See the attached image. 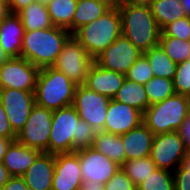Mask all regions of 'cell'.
Segmentation results:
<instances>
[{
    "label": "cell",
    "mask_w": 190,
    "mask_h": 190,
    "mask_svg": "<svg viewBox=\"0 0 190 190\" xmlns=\"http://www.w3.org/2000/svg\"><path fill=\"white\" fill-rule=\"evenodd\" d=\"M97 131L71 105L53 111L49 153H69L91 147Z\"/></svg>",
    "instance_id": "obj_1"
},
{
    "label": "cell",
    "mask_w": 190,
    "mask_h": 190,
    "mask_svg": "<svg viewBox=\"0 0 190 190\" xmlns=\"http://www.w3.org/2000/svg\"><path fill=\"white\" fill-rule=\"evenodd\" d=\"M118 10L121 15L122 35L141 52L159 44L161 29L150 7L123 3Z\"/></svg>",
    "instance_id": "obj_2"
},
{
    "label": "cell",
    "mask_w": 190,
    "mask_h": 190,
    "mask_svg": "<svg viewBox=\"0 0 190 190\" xmlns=\"http://www.w3.org/2000/svg\"><path fill=\"white\" fill-rule=\"evenodd\" d=\"M71 33L62 27L25 31L21 58L39 68L52 66L62 52L63 44Z\"/></svg>",
    "instance_id": "obj_3"
},
{
    "label": "cell",
    "mask_w": 190,
    "mask_h": 190,
    "mask_svg": "<svg viewBox=\"0 0 190 190\" xmlns=\"http://www.w3.org/2000/svg\"><path fill=\"white\" fill-rule=\"evenodd\" d=\"M77 85L52 66L40 68L35 86V103L50 110L71 106Z\"/></svg>",
    "instance_id": "obj_4"
},
{
    "label": "cell",
    "mask_w": 190,
    "mask_h": 190,
    "mask_svg": "<svg viewBox=\"0 0 190 190\" xmlns=\"http://www.w3.org/2000/svg\"><path fill=\"white\" fill-rule=\"evenodd\" d=\"M121 34L120 12L118 8H110L100 18L83 25L72 35L81 43L88 54L95 59Z\"/></svg>",
    "instance_id": "obj_5"
},
{
    "label": "cell",
    "mask_w": 190,
    "mask_h": 190,
    "mask_svg": "<svg viewBox=\"0 0 190 190\" xmlns=\"http://www.w3.org/2000/svg\"><path fill=\"white\" fill-rule=\"evenodd\" d=\"M188 116L187 98L175 93L150 105L143 113V123L154 135L177 131Z\"/></svg>",
    "instance_id": "obj_6"
},
{
    "label": "cell",
    "mask_w": 190,
    "mask_h": 190,
    "mask_svg": "<svg viewBox=\"0 0 190 190\" xmlns=\"http://www.w3.org/2000/svg\"><path fill=\"white\" fill-rule=\"evenodd\" d=\"M93 62L94 59L71 34L64 42L62 52L52 67L64 73L76 85H84Z\"/></svg>",
    "instance_id": "obj_7"
},
{
    "label": "cell",
    "mask_w": 190,
    "mask_h": 190,
    "mask_svg": "<svg viewBox=\"0 0 190 190\" xmlns=\"http://www.w3.org/2000/svg\"><path fill=\"white\" fill-rule=\"evenodd\" d=\"M53 110L35 104L25 126L16 135V141L41 152L49 153V137Z\"/></svg>",
    "instance_id": "obj_8"
},
{
    "label": "cell",
    "mask_w": 190,
    "mask_h": 190,
    "mask_svg": "<svg viewBox=\"0 0 190 190\" xmlns=\"http://www.w3.org/2000/svg\"><path fill=\"white\" fill-rule=\"evenodd\" d=\"M110 98L77 85L72 106L83 121L96 131H103Z\"/></svg>",
    "instance_id": "obj_9"
},
{
    "label": "cell",
    "mask_w": 190,
    "mask_h": 190,
    "mask_svg": "<svg viewBox=\"0 0 190 190\" xmlns=\"http://www.w3.org/2000/svg\"><path fill=\"white\" fill-rule=\"evenodd\" d=\"M186 151L182 138L174 131L154 135L149 157L158 169L174 172L183 163Z\"/></svg>",
    "instance_id": "obj_10"
},
{
    "label": "cell",
    "mask_w": 190,
    "mask_h": 190,
    "mask_svg": "<svg viewBox=\"0 0 190 190\" xmlns=\"http://www.w3.org/2000/svg\"><path fill=\"white\" fill-rule=\"evenodd\" d=\"M40 68L24 58H8L0 66V89L35 92Z\"/></svg>",
    "instance_id": "obj_11"
},
{
    "label": "cell",
    "mask_w": 190,
    "mask_h": 190,
    "mask_svg": "<svg viewBox=\"0 0 190 190\" xmlns=\"http://www.w3.org/2000/svg\"><path fill=\"white\" fill-rule=\"evenodd\" d=\"M142 54L143 52L121 34L94 61L104 69L126 75L129 68Z\"/></svg>",
    "instance_id": "obj_12"
},
{
    "label": "cell",
    "mask_w": 190,
    "mask_h": 190,
    "mask_svg": "<svg viewBox=\"0 0 190 190\" xmlns=\"http://www.w3.org/2000/svg\"><path fill=\"white\" fill-rule=\"evenodd\" d=\"M0 102L13 131L18 132L25 126L35 103L34 92L12 88L0 89Z\"/></svg>",
    "instance_id": "obj_13"
},
{
    "label": "cell",
    "mask_w": 190,
    "mask_h": 190,
    "mask_svg": "<svg viewBox=\"0 0 190 190\" xmlns=\"http://www.w3.org/2000/svg\"><path fill=\"white\" fill-rule=\"evenodd\" d=\"M75 152L79 157L83 181H98L105 184L121 167L92 147L78 149Z\"/></svg>",
    "instance_id": "obj_14"
},
{
    "label": "cell",
    "mask_w": 190,
    "mask_h": 190,
    "mask_svg": "<svg viewBox=\"0 0 190 190\" xmlns=\"http://www.w3.org/2000/svg\"><path fill=\"white\" fill-rule=\"evenodd\" d=\"M82 183L78 154L75 151L55 154L52 190H78Z\"/></svg>",
    "instance_id": "obj_15"
},
{
    "label": "cell",
    "mask_w": 190,
    "mask_h": 190,
    "mask_svg": "<svg viewBox=\"0 0 190 190\" xmlns=\"http://www.w3.org/2000/svg\"><path fill=\"white\" fill-rule=\"evenodd\" d=\"M143 122V113L139 110L111 99L109 102L103 132L123 135Z\"/></svg>",
    "instance_id": "obj_16"
},
{
    "label": "cell",
    "mask_w": 190,
    "mask_h": 190,
    "mask_svg": "<svg viewBox=\"0 0 190 190\" xmlns=\"http://www.w3.org/2000/svg\"><path fill=\"white\" fill-rule=\"evenodd\" d=\"M125 78V75L113 70L104 69L94 61L90 66L84 86L113 99Z\"/></svg>",
    "instance_id": "obj_17"
},
{
    "label": "cell",
    "mask_w": 190,
    "mask_h": 190,
    "mask_svg": "<svg viewBox=\"0 0 190 190\" xmlns=\"http://www.w3.org/2000/svg\"><path fill=\"white\" fill-rule=\"evenodd\" d=\"M55 154L42 152L22 176L29 190H52Z\"/></svg>",
    "instance_id": "obj_18"
},
{
    "label": "cell",
    "mask_w": 190,
    "mask_h": 190,
    "mask_svg": "<svg viewBox=\"0 0 190 190\" xmlns=\"http://www.w3.org/2000/svg\"><path fill=\"white\" fill-rule=\"evenodd\" d=\"M24 33L25 29L17 14L9 13L0 21V44L10 58L21 57Z\"/></svg>",
    "instance_id": "obj_19"
},
{
    "label": "cell",
    "mask_w": 190,
    "mask_h": 190,
    "mask_svg": "<svg viewBox=\"0 0 190 190\" xmlns=\"http://www.w3.org/2000/svg\"><path fill=\"white\" fill-rule=\"evenodd\" d=\"M42 152L15 141L8 146L3 159V165L10 176H23Z\"/></svg>",
    "instance_id": "obj_20"
},
{
    "label": "cell",
    "mask_w": 190,
    "mask_h": 190,
    "mask_svg": "<svg viewBox=\"0 0 190 190\" xmlns=\"http://www.w3.org/2000/svg\"><path fill=\"white\" fill-rule=\"evenodd\" d=\"M120 136L124 146L126 161L150 156L154 134L143 122Z\"/></svg>",
    "instance_id": "obj_21"
},
{
    "label": "cell",
    "mask_w": 190,
    "mask_h": 190,
    "mask_svg": "<svg viewBox=\"0 0 190 190\" xmlns=\"http://www.w3.org/2000/svg\"><path fill=\"white\" fill-rule=\"evenodd\" d=\"M91 147L120 166L126 161L124 146L120 135L97 131Z\"/></svg>",
    "instance_id": "obj_22"
},
{
    "label": "cell",
    "mask_w": 190,
    "mask_h": 190,
    "mask_svg": "<svg viewBox=\"0 0 190 190\" xmlns=\"http://www.w3.org/2000/svg\"><path fill=\"white\" fill-rule=\"evenodd\" d=\"M17 15L21 19L25 31L48 29L54 26L46 5L40 2L29 4Z\"/></svg>",
    "instance_id": "obj_23"
},
{
    "label": "cell",
    "mask_w": 190,
    "mask_h": 190,
    "mask_svg": "<svg viewBox=\"0 0 190 190\" xmlns=\"http://www.w3.org/2000/svg\"><path fill=\"white\" fill-rule=\"evenodd\" d=\"M110 7L99 0H78L72 19V34L88 23L100 18Z\"/></svg>",
    "instance_id": "obj_24"
},
{
    "label": "cell",
    "mask_w": 190,
    "mask_h": 190,
    "mask_svg": "<svg viewBox=\"0 0 190 190\" xmlns=\"http://www.w3.org/2000/svg\"><path fill=\"white\" fill-rule=\"evenodd\" d=\"M113 99L128 104L142 113L149 107L144 84L130 81L127 78Z\"/></svg>",
    "instance_id": "obj_25"
},
{
    "label": "cell",
    "mask_w": 190,
    "mask_h": 190,
    "mask_svg": "<svg viewBox=\"0 0 190 190\" xmlns=\"http://www.w3.org/2000/svg\"><path fill=\"white\" fill-rule=\"evenodd\" d=\"M159 28L186 17L180 0H154L150 6Z\"/></svg>",
    "instance_id": "obj_26"
},
{
    "label": "cell",
    "mask_w": 190,
    "mask_h": 190,
    "mask_svg": "<svg viewBox=\"0 0 190 190\" xmlns=\"http://www.w3.org/2000/svg\"><path fill=\"white\" fill-rule=\"evenodd\" d=\"M78 0H51L47 5L54 26L67 29L72 34V19Z\"/></svg>",
    "instance_id": "obj_27"
},
{
    "label": "cell",
    "mask_w": 190,
    "mask_h": 190,
    "mask_svg": "<svg viewBox=\"0 0 190 190\" xmlns=\"http://www.w3.org/2000/svg\"><path fill=\"white\" fill-rule=\"evenodd\" d=\"M143 54L147 57L155 77L174 79L177 64L166 55L160 44Z\"/></svg>",
    "instance_id": "obj_28"
},
{
    "label": "cell",
    "mask_w": 190,
    "mask_h": 190,
    "mask_svg": "<svg viewBox=\"0 0 190 190\" xmlns=\"http://www.w3.org/2000/svg\"><path fill=\"white\" fill-rule=\"evenodd\" d=\"M121 168L137 187L146 177L157 169V166L154 161L147 156L127 160L121 165Z\"/></svg>",
    "instance_id": "obj_29"
},
{
    "label": "cell",
    "mask_w": 190,
    "mask_h": 190,
    "mask_svg": "<svg viewBox=\"0 0 190 190\" xmlns=\"http://www.w3.org/2000/svg\"><path fill=\"white\" fill-rule=\"evenodd\" d=\"M149 106L169 98L175 94L172 79L152 77L144 84Z\"/></svg>",
    "instance_id": "obj_30"
},
{
    "label": "cell",
    "mask_w": 190,
    "mask_h": 190,
    "mask_svg": "<svg viewBox=\"0 0 190 190\" xmlns=\"http://www.w3.org/2000/svg\"><path fill=\"white\" fill-rule=\"evenodd\" d=\"M159 44L166 55L176 64L190 59V41L171 36H160Z\"/></svg>",
    "instance_id": "obj_31"
},
{
    "label": "cell",
    "mask_w": 190,
    "mask_h": 190,
    "mask_svg": "<svg viewBox=\"0 0 190 190\" xmlns=\"http://www.w3.org/2000/svg\"><path fill=\"white\" fill-rule=\"evenodd\" d=\"M137 190H174L173 172L156 169L146 177L137 187Z\"/></svg>",
    "instance_id": "obj_32"
},
{
    "label": "cell",
    "mask_w": 190,
    "mask_h": 190,
    "mask_svg": "<svg viewBox=\"0 0 190 190\" xmlns=\"http://www.w3.org/2000/svg\"><path fill=\"white\" fill-rule=\"evenodd\" d=\"M125 76L128 80L140 84H145L149 79L154 77L147 57L142 54L129 68Z\"/></svg>",
    "instance_id": "obj_33"
},
{
    "label": "cell",
    "mask_w": 190,
    "mask_h": 190,
    "mask_svg": "<svg viewBox=\"0 0 190 190\" xmlns=\"http://www.w3.org/2000/svg\"><path fill=\"white\" fill-rule=\"evenodd\" d=\"M173 84L175 93L184 96L190 94V59L176 65Z\"/></svg>",
    "instance_id": "obj_34"
},
{
    "label": "cell",
    "mask_w": 190,
    "mask_h": 190,
    "mask_svg": "<svg viewBox=\"0 0 190 190\" xmlns=\"http://www.w3.org/2000/svg\"><path fill=\"white\" fill-rule=\"evenodd\" d=\"M160 36H171L190 41V18L184 17L169 23L161 30Z\"/></svg>",
    "instance_id": "obj_35"
},
{
    "label": "cell",
    "mask_w": 190,
    "mask_h": 190,
    "mask_svg": "<svg viewBox=\"0 0 190 190\" xmlns=\"http://www.w3.org/2000/svg\"><path fill=\"white\" fill-rule=\"evenodd\" d=\"M104 190H137L135 184L120 167L105 184Z\"/></svg>",
    "instance_id": "obj_36"
},
{
    "label": "cell",
    "mask_w": 190,
    "mask_h": 190,
    "mask_svg": "<svg viewBox=\"0 0 190 190\" xmlns=\"http://www.w3.org/2000/svg\"><path fill=\"white\" fill-rule=\"evenodd\" d=\"M174 190H190V173L181 166L173 172Z\"/></svg>",
    "instance_id": "obj_37"
},
{
    "label": "cell",
    "mask_w": 190,
    "mask_h": 190,
    "mask_svg": "<svg viewBox=\"0 0 190 190\" xmlns=\"http://www.w3.org/2000/svg\"><path fill=\"white\" fill-rule=\"evenodd\" d=\"M16 133L13 131L11 124L5 113V109L0 102V137L16 140Z\"/></svg>",
    "instance_id": "obj_38"
},
{
    "label": "cell",
    "mask_w": 190,
    "mask_h": 190,
    "mask_svg": "<svg viewBox=\"0 0 190 190\" xmlns=\"http://www.w3.org/2000/svg\"><path fill=\"white\" fill-rule=\"evenodd\" d=\"M1 190H29L21 176H11Z\"/></svg>",
    "instance_id": "obj_39"
},
{
    "label": "cell",
    "mask_w": 190,
    "mask_h": 190,
    "mask_svg": "<svg viewBox=\"0 0 190 190\" xmlns=\"http://www.w3.org/2000/svg\"><path fill=\"white\" fill-rule=\"evenodd\" d=\"M180 137L182 138L184 145L187 150L190 149V115L186 117L180 128L177 130Z\"/></svg>",
    "instance_id": "obj_40"
},
{
    "label": "cell",
    "mask_w": 190,
    "mask_h": 190,
    "mask_svg": "<svg viewBox=\"0 0 190 190\" xmlns=\"http://www.w3.org/2000/svg\"><path fill=\"white\" fill-rule=\"evenodd\" d=\"M34 2H37V0H10L9 11L10 13L17 14L20 10Z\"/></svg>",
    "instance_id": "obj_41"
},
{
    "label": "cell",
    "mask_w": 190,
    "mask_h": 190,
    "mask_svg": "<svg viewBox=\"0 0 190 190\" xmlns=\"http://www.w3.org/2000/svg\"><path fill=\"white\" fill-rule=\"evenodd\" d=\"M78 190H104V184L98 181H83Z\"/></svg>",
    "instance_id": "obj_42"
},
{
    "label": "cell",
    "mask_w": 190,
    "mask_h": 190,
    "mask_svg": "<svg viewBox=\"0 0 190 190\" xmlns=\"http://www.w3.org/2000/svg\"><path fill=\"white\" fill-rule=\"evenodd\" d=\"M10 177L11 176L7 168L3 165L2 162H0V190L8 182Z\"/></svg>",
    "instance_id": "obj_43"
},
{
    "label": "cell",
    "mask_w": 190,
    "mask_h": 190,
    "mask_svg": "<svg viewBox=\"0 0 190 190\" xmlns=\"http://www.w3.org/2000/svg\"><path fill=\"white\" fill-rule=\"evenodd\" d=\"M12 141V139L0 137V162H3L6 150Z\"/></svg>",
    "instance_id": "obj_44"
},
{
    "label": "cell",
    "mask_w": 190,
    "mask_h": 190,
    "mask_svg": "<svg viewBox=\"0 0 190 190\" xmlns=\"http://www.w3.org/2000/svg\"><path fill=\"white\" fill-rule=\"evenodd\" d=\"M154 0H124V3L150 7Z\"/></svg>",
    "instance_id": "obj_45"
},
{
    "label": "cell",
    "mask_w": 190,
    "mask_h": 190,
    "mask_svg": "<svg viewBox=\"0 0 190 190\" xmlns=\"http://www.w3.org/2000/svg\"><path fill=\"white\" fill-rule=\"evenodd\" d=\"M187 173H190V149L186 151L183 163L180 165Z\"/></svg>",
    "instance_id": "obj_46"
},
{
    "label": "cell",
    "mask_w": 190,
    "mask_h": 190,
    "mask_svg": "<svg viewBox=\"0 0 190 190\" xmlns=\"http://www.w3.org/2000/svg\"><path fill=\"white\" fill-rule=\"evenodd\" d=\"M103 3L107 4L110 8H119L123 3L124 0H99Z\"/></svg>",
    "instance_id": "obj_47"
},
{
    "label": "cell",
    "mask_w": 190,
    "mask_h": 190,
    "mask_svg": "<svg viewBox=\"0 0 190 190\" xmlns=\"http://www.w3.org/2000/svg\"><path fill=\"white\" fill-rule=\"evenodd\" d=\"M9 13V7L4 3H0V21H2Z\"/></svg>",
    "instance_id": "obj_48"
},
{
    "label": "cell",
    "mask_w": 190,
    "mask_h": 190,
    "mask_svg": "<svg viewBox=\"0 0 190 190\" xmlns=\"http://www.w3.org/2000/svg\"><path fill=\"white\" fill-rule=\"evenodd\" d=\"M186 17L190 18V0H180Z\"/></svg>",
    "instance_id": "obj_49"
},
{
    "label": "cell",
    "mask_w": 190,
    "mask_h": 190,
    "mask_svg": "<svg viewBox=\"0 0 190 190\" xmlns=\"http://www.w3.org/2000/svg\"><path fill=\"white\" fill-rule=\"evenodd\" d=\"M9 58V56L4 52L0 44V66Z\"/></svg>",
    "instance_id": "obj_50"
},
{
    "label": "cell",
    "mask_w": 190,
    "mask_h": 190,
    "mask_svg": "<svg viewBox=\"0 0 190 190\" xmlns=\"http://www.w3.org/2000/svg\"><path fill=\"white\" fill-rule=\"evenodd\" d=\"M186 98H187L188 115H190V94L187 95Z\"/></svg>",
    "instance_id": "obj_51"
},
{
    "label": "cell",
    "mask_w": 190,
    "mask_h": 190,
    "mask_svg": "<svg viewBox=\"0 0 190 190\" xmlns=\"http://www.w3.org/2000/svg\"><path fill=\"white\" fill-rule=\"evenodd\" d=\"M51 0H37V2H40L42 4L47 5Z\"/></svg>",
    "instance_id": "obj_52"
},
{
    "label": "cell",
    "mask_w": 190,
    "mask_h": 190,
    "mask_svg": "<svg viewBox=\"0 0 190 190\" xmlns=\"http://www.w3.org/2000/svg\"><path fill=\"white\" fill-rule=\"evenodd\" d=\"M0 3H4L9 7L10 0H0Z\"/></svg>",
    "instance_id": "obj_53"
}]
</instances>
